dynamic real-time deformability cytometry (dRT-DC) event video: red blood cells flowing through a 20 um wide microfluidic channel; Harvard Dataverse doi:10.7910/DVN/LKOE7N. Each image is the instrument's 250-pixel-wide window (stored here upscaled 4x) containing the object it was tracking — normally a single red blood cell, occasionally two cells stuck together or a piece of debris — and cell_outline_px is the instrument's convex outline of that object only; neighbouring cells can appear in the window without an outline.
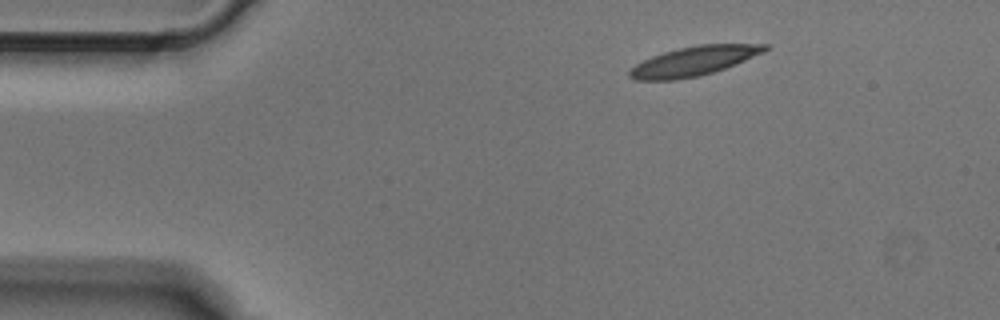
{"species": "Egyptian fruit bat (a non-hibernating species)", "species_latin": "Rousettus aegyptiacus", "temperature_condition": "cold", "stored_images_in_passage": 3, "camera_frame_rate_fps": 3000, "um_per_image_px": 0.085, "animal": {"sex": "male"}, "frame": {"image": 1, "passage_image": 1, "time_ms": 0.0, "image_size_px": [1000, 320], "cell_outline_px": [[768, 48], [764, 52], [736, 64], [700, 76], [676, 80], [636, 80], [628, 76], [628, 72], [636, 64], [652, 56], [664, 52], [680, 48], [700, 44], [768, 44]], "centroid_in_image_um": [58.97, 5.2], "position_along_channel_um": 26.0, "area_um2": 22.95}}
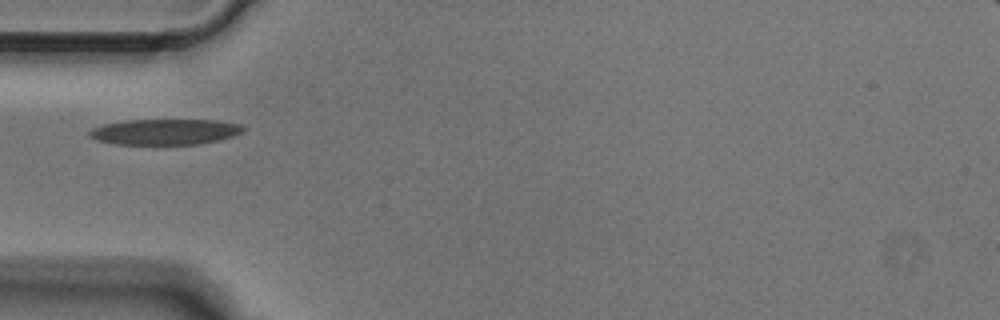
{"frame": {"image": 2, "passage_image": 3, "time_ms": 0.667, "image_size_px": [1000, 320], "cell_outline_px": [[244, 132], [232, 136], [200, 144], [112, 144], [96, 140], [88, 136], [88, 132], [92, 128], [104, 124], [124, 120], [220, 120], [240, 124], [244, 128]], "centroid_in_image_um": [13.99, 11.2], "position_along_channel_um": 71.0, "area_um2": 23.12}}